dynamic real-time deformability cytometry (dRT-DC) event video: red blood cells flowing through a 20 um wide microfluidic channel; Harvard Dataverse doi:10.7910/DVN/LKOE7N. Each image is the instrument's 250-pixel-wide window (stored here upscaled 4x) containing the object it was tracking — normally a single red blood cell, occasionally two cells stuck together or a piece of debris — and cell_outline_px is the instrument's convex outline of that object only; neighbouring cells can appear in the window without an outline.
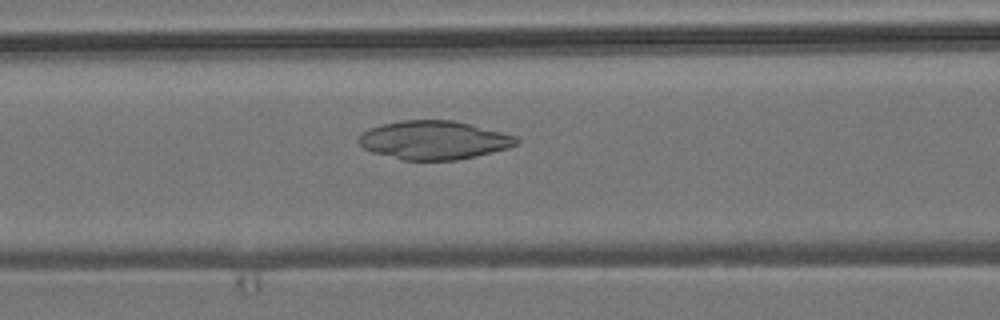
{"species": "common noctule bat (a hibernating species)", "species_latin": "Nyctalus noctula", "temperature_condition": "room temperature", "stored_images_in_passage": 54, "camera_frame_rate_fps": 3000, "um_per_image_px": 0.085, "animal": {"sex": "male", "body_mass_g": 19.2, "forearm_length_mm": 51.8}, "frame": {"image": 1, "passage_image": 22, "time_ms": 7.0, "image_size_px": [1000, 320], "cell_outline_px": [[520, 144], [508, 148], [476, 156], [456, 160], [400, 160], [372, 152], [364, 148], [356, 140], [360, 132], [368, 128], [400, 120], [452, 120], [516, 136], [520, 140]], "centroid_in_image_um": [36.84, 11.92], "position_along_channel_um": 129.8, "area_um2": 35.55}}
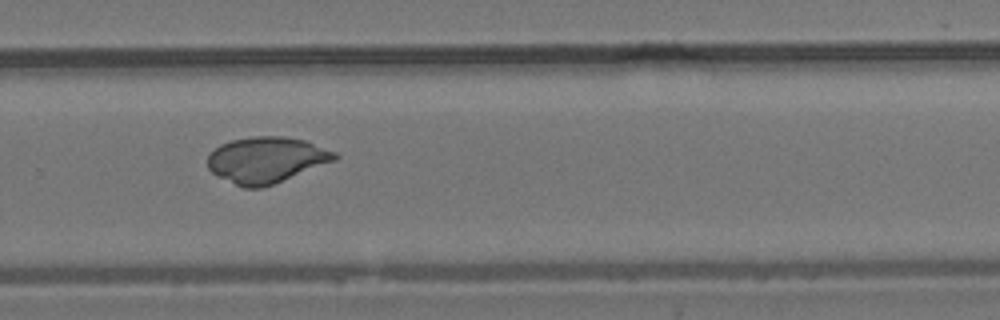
{"frame": {"image": 2, "passage_image": 36, "time_ms": 11.667, "image_size_px": [1000, 320], "cell_outline_px": [[340, 156], [336, 160], [264, 188], [244, 188], [212, 172], [208, 168], [208, 152], [220, 144], [232, 140], [252, 136], [284, 136], [304, 140], [336, 152]], "centroid_in_image_um": [22.64, 13.58], "position_along_channel_um": 307.2, "area_um2": 34.1}}
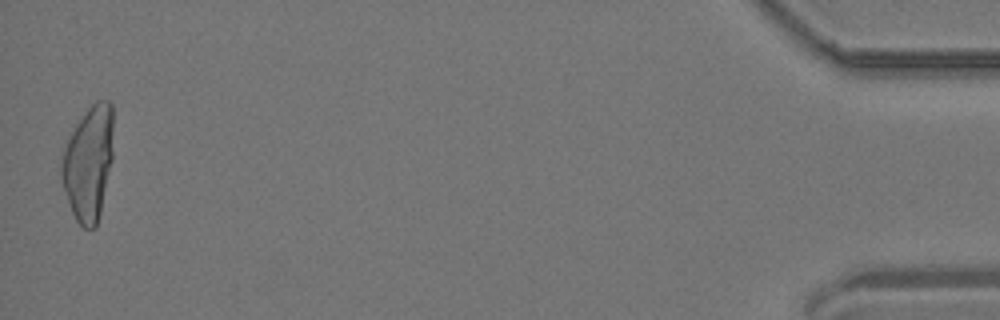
{"frame": {"image": 3, "passage_image": 53, "time_ms": 17.333, "image_size_px": [1000, 320], "cell_outline_px": [[112, 160], [100, 212], [96, 228], [84, 228], [76, 220], [68, 204], [60, 176], [60, 164], [64, 148], [68, 136], [76, 124], [88, 108], [96, 100], [108, 100], [112, 104]], "centroid_in_image_um": [7.5, 13.86], "position_along_channel_um": 427.7, "area_um2": 34.62}}